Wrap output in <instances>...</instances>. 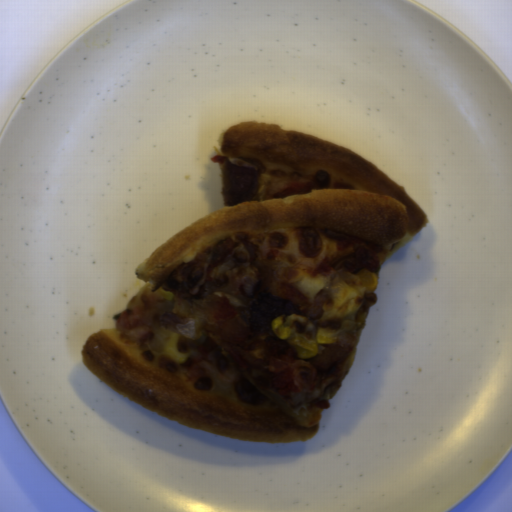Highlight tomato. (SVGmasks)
<instances>
[{
    "label": "tomato",
    "instance_id": "1",
    "mask_svg": "<svg viewBox=\"0 0 512 512\" xmlns=\"http://www.w3.org/2000/svg\"><path fill=\"white\" fill-rule=\"evenodd\" d=\"M229 158H225L223 157L221 154L220 155H216L214 157H212L210 160L212 162H215V163H218V164H223L225 161H227Z\"/></svg>",
    "mask_w": 512,
    "mask_h": 512
}]
</instances>
